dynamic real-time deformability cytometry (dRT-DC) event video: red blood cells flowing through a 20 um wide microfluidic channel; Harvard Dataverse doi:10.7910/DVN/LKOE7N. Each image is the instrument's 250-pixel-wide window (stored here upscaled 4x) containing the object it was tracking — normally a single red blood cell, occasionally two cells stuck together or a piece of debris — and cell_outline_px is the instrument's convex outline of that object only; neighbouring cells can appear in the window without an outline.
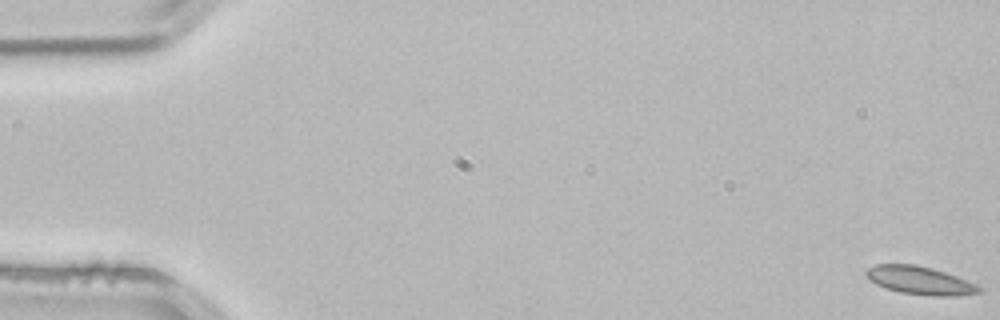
{"species": "common noctule bat (a hibernating species)", "species_latin": "Nyctalus noctula", "temperature_condition": "room temperature", "stored_images_in_passage": 54, "camera_frame_rate_fps": 3000, "um_per_image_px": 0.085, "animal": {"sex": "male", "body_mass_g": 21.5, "forearm_length_mm": 52.0}, "frame": {"image": 1, "passage_image": 1, "time_ms": 0.0, "image_size_px": [1000, 320], "cell_outline_px": [[984, 288], [980, 292], [956, 296], [932, 296], [900, 292], [876, 284], [868, 280], [864, 272], [868, 268], [876, 264], [916, 264], [932, 268], [956, 276], [976, 284]], "centroid_in_image_um": [78.18, 23.83], "position_along_channel_um": 6.8, "area_um2": 18.5}}
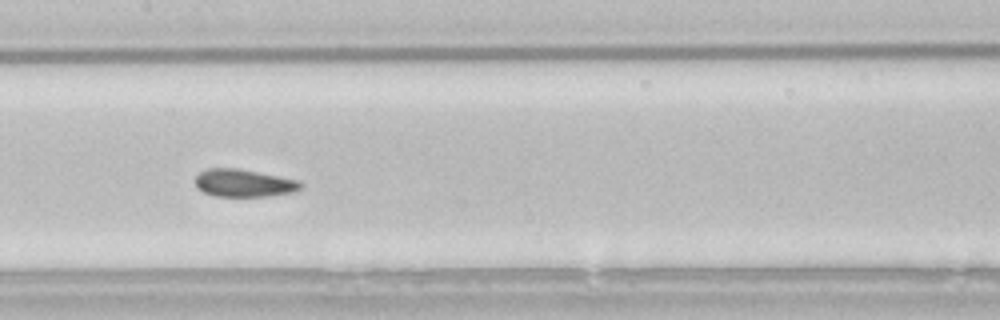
{"frame": {"image": 2, "passage_image": 27, "time_ms": 8.667, "image_size_px": [1000, 320], "cell_outline_px": [[304, 188], [292, 192], [268, 196], [216, 196], [204, 192], [196, 188], [196, 176], [200, 172], [208, 168], [236, 168], [300, 180], [304, 184]], "centroid_in_image_um": [20.76, 15.56], "position_along_channel_um": 186.6, "area_um2": 16.99}}
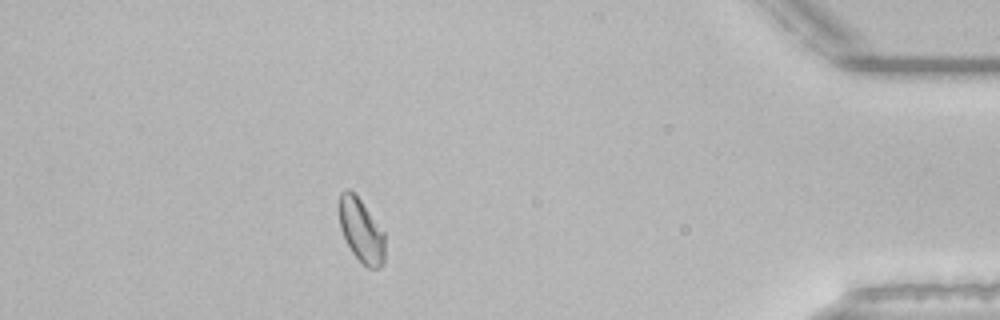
{"frame": {"image": 3, "passage_image": 48, "time_ms": 15.667, "image_size_px": [1000, 320], "cell_outline_px": [[384, 264], [380, 268], [368, 268], [352, 252], [340, 228], [340, 192], [344, 188], [348, 188], [360, 200], [384, 232]], "centroid_in_image_um": [30.71, 19.61], "position_along_channel_um": 404.5, "area_um2": 16.59}, "authors_computed_cell_mechanics": {"area_um2": 17.4556, "velocity_mm_per_s": 3.8151, "shape_relaxation_time_tau1_ms": 9.7326, "shape_relaxation_time_tau2_ms": 1.8221, "deformation_change_tau1": 0.1235, "deformation_change_tau2": 0.0326}}